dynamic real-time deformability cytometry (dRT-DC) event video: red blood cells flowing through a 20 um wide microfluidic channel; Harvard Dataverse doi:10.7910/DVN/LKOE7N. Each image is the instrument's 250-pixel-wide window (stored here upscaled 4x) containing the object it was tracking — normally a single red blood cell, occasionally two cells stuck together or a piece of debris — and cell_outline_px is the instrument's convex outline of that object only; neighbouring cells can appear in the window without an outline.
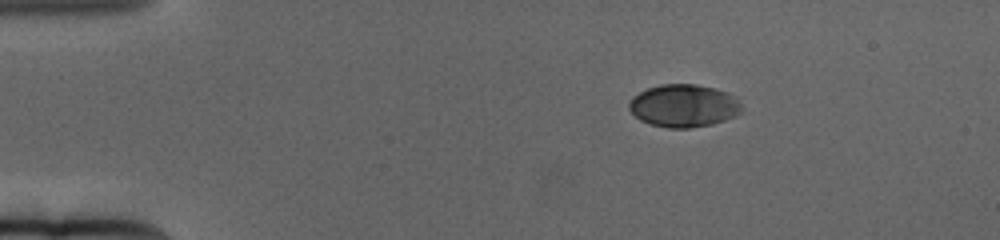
{"species": "human", "species_latin": "Homo sapiens", "temperature_condition": "cold", "stored_images_in_passage": 56, "camera_frame_rate_fps": 3000, "um_per_image_px": 0.085, "donor": {"sex": "female"}, "frame": {"image": 1, "passage_image": 1, "time_ms": 0.0, "image_size_px": [1000, 240], "cell_outline_px": [[740, 112], [736, 116], [712, 124], [688, 128], [668, 128], [652, 124], [640, 120], [628, 108], [628, 104], [632, 96], [648, 88], [660, 84], [696, 84], [728, 92], [740, 104]], "centroid_in_image_um": [58.08, 8.99], "position_along_channel_um": 26.9, "area_um2": 27.8}}
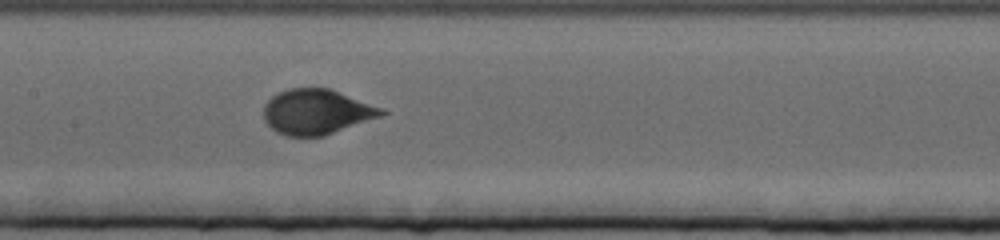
{"frame": {"image": 2, "passage_image": 23, "time_ms": 7.333, "image_size_px": [1000, 240], "cell_outline_px": [[388, 112], [384, 116], [324, 136], [284, 136], [276, 132], [264, 120], [264, 104], [272, 96], [288, 88], [328, 88], [384, 108]], "centroid_in_image_um": [26.94, 9.52], "position_along_channel_um": 180.5, "area_um2": 31.21}}
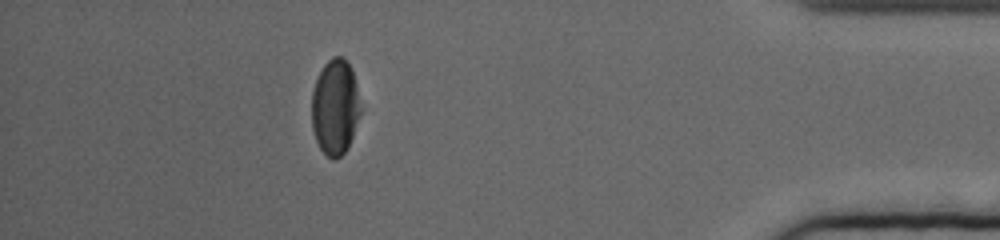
{"frame": {"image": 3, "passage_image": 49, "time_ms": 16.0, "image_size_px": [1000, 240], "cell_outline_px": [[360, 112], [348, 148], [336, 160], [332, 160], [320, 148], [316, 140], [312, 128], [312, 92], [316, 80], [324, 64], [332, 56], [340, 56], [348, 64], [352, 72], [356, 88], [360, 108]], "centroid_in_image_um": [28.46, 9.13], "position_along_channel_um": 406.7, "area_um2": 26.7}, "authors_computed_cell_mechanics": {"area_um2": 29.5936, "velocity_mm_per_s": 3.1059, "shape_relaxation_time_tau1_ms": 3.2347, "shape_relaxation_time_tau2_ms": null, "deformation_change_tau1": 0.1274, "deformation_change_tau2": null}}